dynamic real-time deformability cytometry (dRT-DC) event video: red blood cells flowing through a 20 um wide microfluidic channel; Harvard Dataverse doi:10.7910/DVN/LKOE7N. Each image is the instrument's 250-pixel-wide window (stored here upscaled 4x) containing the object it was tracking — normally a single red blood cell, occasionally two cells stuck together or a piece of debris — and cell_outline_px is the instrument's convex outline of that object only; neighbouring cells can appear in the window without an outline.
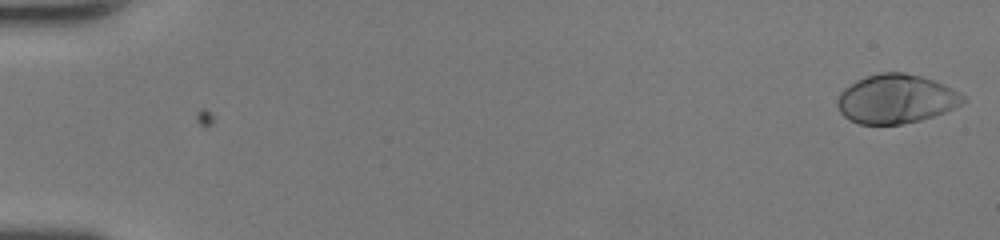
{"species": "human", "species_latin": "Homo sapiens", "temperature_condition": "room temperature", "stored_images_in_passage": 48, "camera_frame_rate_fps": 3000, "um_per_image_px": 0.085, "donor": {"sex": "female"}, "frame": {"image": 1, "passage_image": 1, "time_ms": 0.0, "image_size_px": [1000, 240], "cell_outline_px": [[968, 100], [944, 112], [920, 120], [900, 124], [860, 124], [848, 120], [840, 112], [836, 104], [836, 100], [840, 92], [844, 88], [856, 80], [880, 72], [904, 72], [920, 76], [944, 84], [952, 88], [964, 96]], "centroid_in_image_um": [76.13, 8.41], "position_along_channel_um": 8.9, "area_um2": 35.84}}
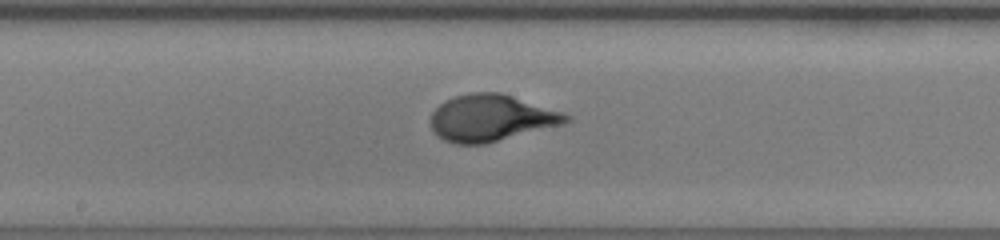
{"frame": {"image": 2, "passage_image": 27, "time_ms": 8.667, "image_size_px": [1000, 240], "cell_outline_px": [[572, 120], [568, 124], [484, 144], [456, 144], [444, 140], [432, 128], [428, 120], [432, 112], [444, 100], [456, 96], [472, 92], [500, 92], [564, 112], [572, 116]], "centroid_in_image_um": [41.8, 10.03], "position_along_channel_um": 206.4, "area_um2": 37.22}}
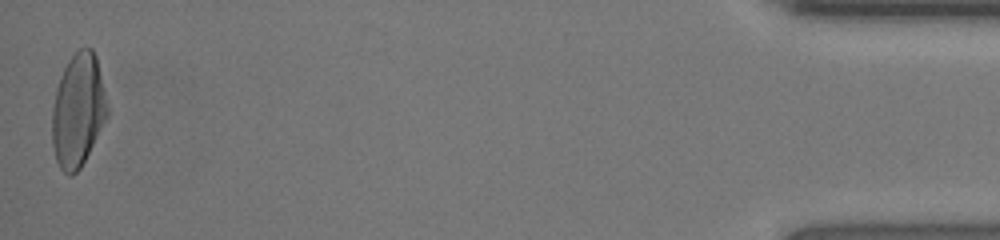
{"frame": {"image": 3, "passage_image": 48, "time_ms": 15.667, "image_size_px": [1000, 240], "cell_outline_px": [[108, 116], [80, 168], [72, 176], [68, 176], [60, 168], [56, 160], [52, 144], [52, 108], [56, 88], [60, 76], [68, 60], [80, 48], [92, 48], [96, 56], [108, 108]], "centroid_in_image_um": [6.62, 9.39], "position_along_channel_um": 428.6, "area_um2": 36.24}, "authors_computed_cell_mechanics": {"area_um2": 35.4025, "velocity_mm_per_s": 4.4126, "shape_relaxation_time_tau1_ms": 4.0745, "shape_relaxation_time_tau2_ms": null, "deformation_change_tau1": 0.2008, "deformation_change_tau2": null}}